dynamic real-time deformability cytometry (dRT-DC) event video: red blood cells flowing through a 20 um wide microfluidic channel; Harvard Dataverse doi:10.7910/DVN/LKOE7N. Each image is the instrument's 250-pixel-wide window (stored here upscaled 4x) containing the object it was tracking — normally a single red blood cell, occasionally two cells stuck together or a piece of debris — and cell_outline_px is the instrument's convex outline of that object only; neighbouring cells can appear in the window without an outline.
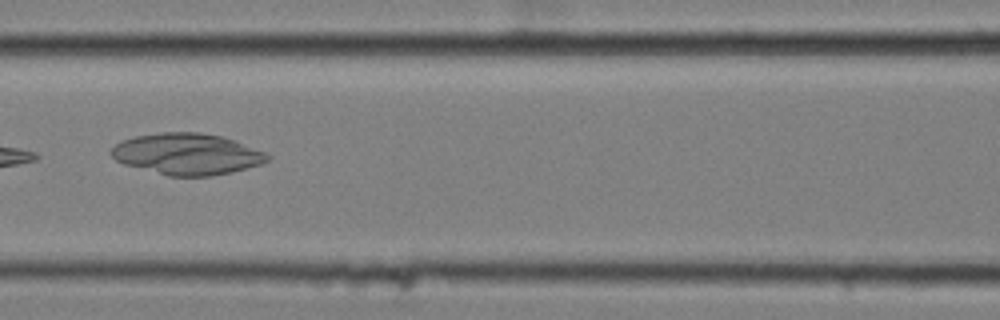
{"species": "common noctule bat (a hibernating species)", "species_latin": "Nyctalus noctula", "temperature_condition": "cold", "stored_images_in_passage": 16, "camera_frame_rate_fps": 3000, "um_per_image_px": 0.085, "animal": {"sex": "female", "body_mass_g": 25.1}, "frame": {"image": 1, "passage_image": 7, "time_ms": 2.0, "image_size_px": [1000, 320], "cell_outline_px": [[272, 156], [268, 160], [260, 164], [212, 176], [168, 176], [124, 164], [116, 160], [108, 152], [116, 144], [124, 140], [136, 136], [160, 132], [200, 132], [220, 136], [232, 140], [264, 152]], "centroid_in_image_um": [15.86, 13.09], "position_along_channel_um": 150.7, "area_um2": 37.17}}
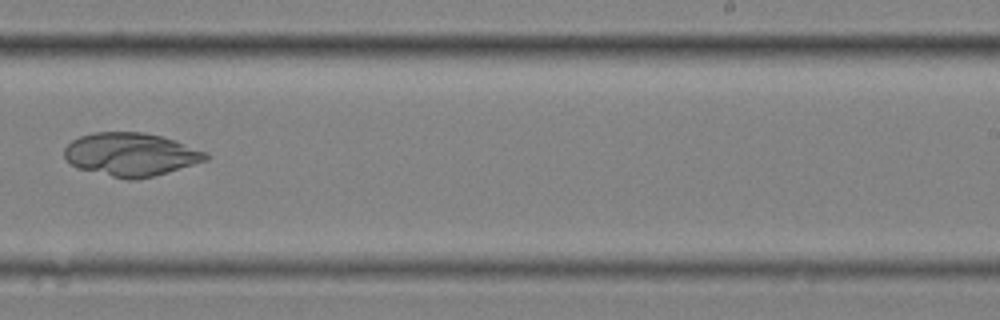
{"frame": {"image": 2, "passage_image": 10, "time_ms": 3.0, "image_size_px": [1000, 320], "cell_outline_px": [[212, 156], [208, 160], [152, 176], [136, 180], [128, 180], [80, 168], [72, 164], [64, 156], [64, 148], [72, 140], [80, 136], [92, 132], [140, 132], [160, 136], [176, 140], [204, 152]], "centroid_in_image_um": [11.12, 13.12], "position_along_channel_um": 277.9, "area_um2": 35.26}}